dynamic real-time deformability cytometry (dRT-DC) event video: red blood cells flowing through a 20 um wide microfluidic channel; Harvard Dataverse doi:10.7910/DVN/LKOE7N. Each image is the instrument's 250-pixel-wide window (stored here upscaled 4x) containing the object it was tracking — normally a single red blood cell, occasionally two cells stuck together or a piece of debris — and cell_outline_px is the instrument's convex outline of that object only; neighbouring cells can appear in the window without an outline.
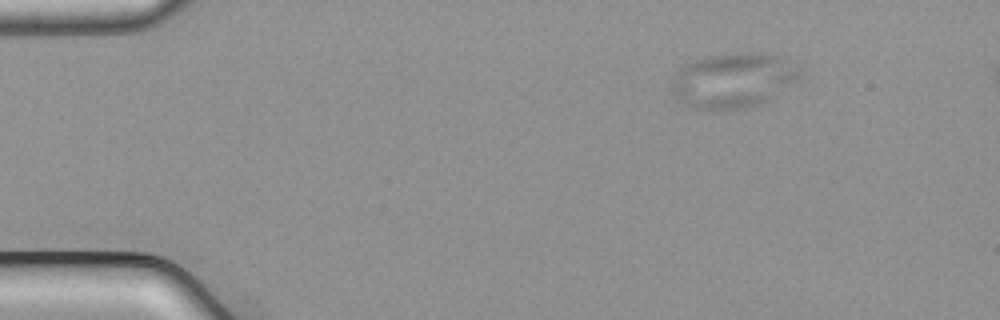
{"species": "common noctule bat (a hibernating species)", "species_latin": "Nyctalus noctula", "temperature_condition": "cold", "stored_images_in_passage": 48, "camera_frame_rate_fps": 3000, "um_per_image_px": 0.085, "animal": {"sex": "male", "body_mass_g": 21.5, "forearm_length_mm": 52.0}, "frame": {"image": 1, "passage_image": 1, "time_ms": 0.0, "image_size_px": [1000, 320], "cell_outline_px": [[800, 76], [760, 104], [744, 108], [696, 108], [688, 104], [676, 96], [672, 92], [672, 80], [676, 72], [688, 64], [696, 60], [708, 56], [736, 52], [756, 52], [776, 56], [784, 60], [800, 72]], "centroid_in_image_um": [62.26, 6.8], "position_along_channel_um": 22.7, "area_um2": 39.3}}
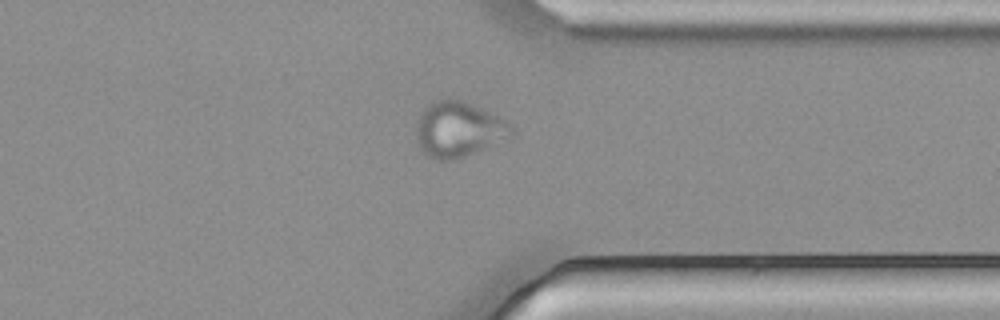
{"frame": {"image": 2, "passage_image": 35, "time_ms": 11.333, "image_size_px": [1000, 320], "cell_outline_px": [[516, 136], [508, 140], [464, 156], [452, 160], [436, 160], [428, 156], [424, 152], [416, 140], [416, 124], [420, 116], [428, 104], [436, 100], [464, 100], [496, 116], [508, 124], [516, 132]], "centroid_in_image_um": [39.0, 11.03], "position_along_channel_um": 372.4, "area_um2": 30.52}}
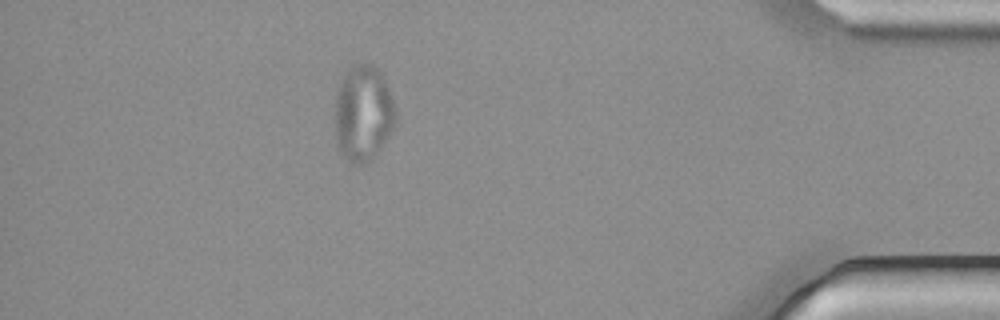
{"frame": {"image": 3, "passage_image": 41, "time_ms": 13.333, "image_size_px": [1000, 320], "cell_outline_px": [[396, 120], [392, 128], [376, 152], [368, 160], [360, 164], [352, 164], [340, 152], [336, 144], [336, 96], [340, 84], [344, 76], [352, 68], [360, 64], [372, 64], [376, 68], [396, 108]], "centroid_in_image_um": [30.84, 9.67], "position_along_channel_um": 404.4, "area_um2": 32.54}}